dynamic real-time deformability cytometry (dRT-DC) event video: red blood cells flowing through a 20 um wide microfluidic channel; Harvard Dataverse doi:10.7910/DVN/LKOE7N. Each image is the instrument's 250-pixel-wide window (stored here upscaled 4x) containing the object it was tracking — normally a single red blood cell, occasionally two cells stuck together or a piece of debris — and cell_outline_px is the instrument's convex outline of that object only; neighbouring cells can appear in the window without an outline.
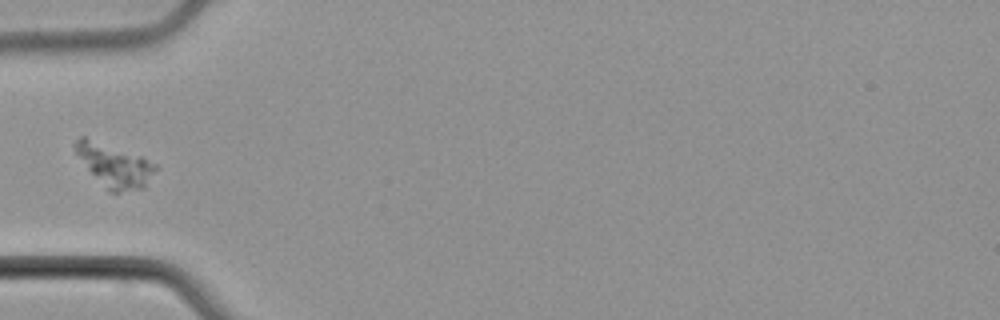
{"species": "common noctule bat (a hibernating species)", "species_latin": "Nyctalus noctula", "temperature_condition": "cold", "stored_images_in_passage": 5, "camera_frame_rate_fps": 3000, "um_per_image_px": 0.085, "animal": {"sex": "male", "body_mass_g": 21.5, "forearm_length_mm": 52.0}, "frame": {"image": 1, "passage_image": 5, "time_ms": 6.333, "image_size_px": [1000, 320], "cell_outline_px": [[160, 168], [140, 188], [120, 192], [108, 192], [88, 168], [76, 152], [72, 144], [80, 136], [84, 136], [140, 156], [156, 164]], "centroid_in_image_um": [9.73, 14.05], "position_along_channel_um": 75.3, "area_um2": 19.59}}